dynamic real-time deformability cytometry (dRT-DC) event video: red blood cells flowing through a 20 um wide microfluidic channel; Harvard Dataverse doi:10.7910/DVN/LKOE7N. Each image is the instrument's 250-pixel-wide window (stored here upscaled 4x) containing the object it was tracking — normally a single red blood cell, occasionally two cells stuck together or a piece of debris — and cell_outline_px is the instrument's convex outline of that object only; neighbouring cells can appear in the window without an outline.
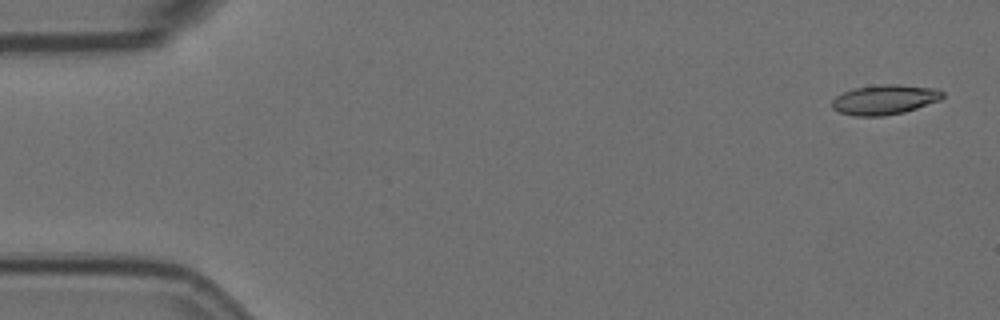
{"species": "Egyptian fruit bat (a non-hibernating species)", "species_latin": "Rousettus aegyptiacus", "temperature_condition": "room temperature", "stored_images_in_passage": 5, "camera_frame_rate_fps": 3000, "um_per_image_px": 0.085, "animal": {"sex": "female"}, "frame": {"image": 1, "passage_image": 1, "time_ms": 0.0, "image_size_px": [1000, 320], "cell_outline_px": [[944, 96], [940, 100], [904, 112], [884, 116], [856, 116], [840, 112], [832, 108], [832, 100], [836, 96], [852, 88], [880, 84], [896, 84], [936, 88], [944, 92]], "centroid_in_image_um": [75.2, 8.46], "position_along_channel_um": 9.8, "area_um2": 19.25}}
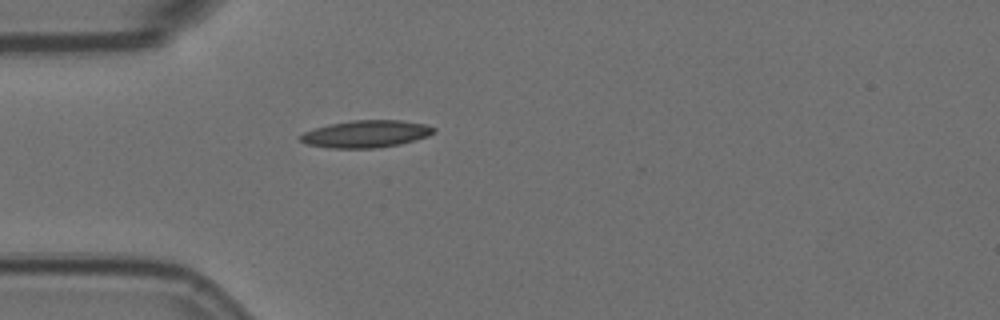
{"frame": {"image": 2, "passage_image": 5, "time_ms": 1.333, "image_size_px": [1000, 320], "cell_outline_px": [[436, 132], [428, 136], [400, 144], [376, 148], [332, 148], [304, 144], [300, 140], [300, 136], [304, 132], [316, 128], [332, 124], [352, 120], [400, 120], [424, 124], [436, 128]], "centroid_in_image_um": [31.13, 11.39], "position_along_channel_um": 53.9, "area_um2": 21.04}}